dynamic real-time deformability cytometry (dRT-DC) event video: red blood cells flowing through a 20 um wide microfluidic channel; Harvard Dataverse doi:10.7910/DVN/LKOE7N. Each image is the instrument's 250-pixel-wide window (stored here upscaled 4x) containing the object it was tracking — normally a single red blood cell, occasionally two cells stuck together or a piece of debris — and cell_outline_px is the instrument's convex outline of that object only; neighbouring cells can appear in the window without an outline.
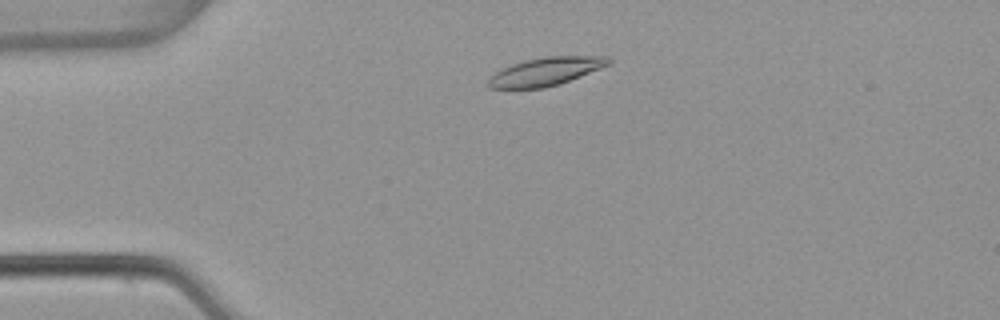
{"species": "common noctule bat (a hibernating species)", "species_latin": "Nyctalus noctula", "temperature_condition": "warm", "stored_images_in_passage": 47, "camera_frame_rate_fps": 3000, "um_per_image_px": 0.085, "animal": {"sex": "female", "body_mass_g": 22.7, "forearm_length_mm": 54.2}, "frame": {"image": 1, "passage_image": 6, "time_ms": 1.667, "image_size_px": [1000, 320], "cell_outline_px": [[612, 64], [560, 84], [544, 88], [488, 88], [488, 80], [496, 72], [512, 64], [524, 60], [544, 56], [608, 56], [612, 60]], "centroid_in_image_um": [46.44, 6.07], "position_along_channel_um": 38.6, "area_um2": 19.77}}
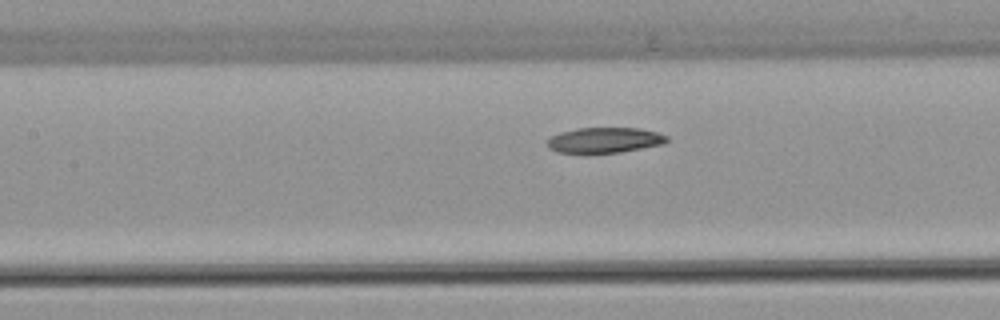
{"frame": {"image": 2, "passage_image": 18, "time_ms": 5.667, "image_size_px": [1000, 320], "cell_outline_px": [[668, 140], [664, 144], [620, 152], [584, 156], [556, 152], [548, 148], [548, 140], [552, 136], [560, 132], [576, 128], [640, 128], [656, 132], [668, 136]], "centroid_in_image_um": [51.33, 11.95], "position_along_channel_um": 156.1, "area_um2": 18.44}}
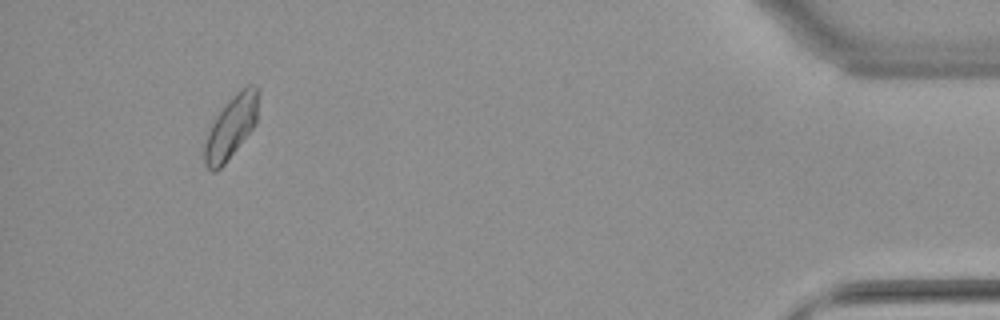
{"frame": {"image": 3, "passage_image": 44, "time_ms": 14.333, "image_size_px": [1000, 320], "cell_outline_px": [[260, 92], [256, 124], [224, 164], [216, 172], [212, 172], [204, 164], [204, 144], [208, 132], [216, 116], [232, 96], [240, 88], [248, 84], [256, 84], [260, 88]], "centroid_in_image_um": [19.68, 10.75], "position_along_channel_um": 415.5, "area_um2": 19.77}, "authors_computed_cell_mechanics": {"area_um2": 18.785, "velocity_mm_per_s": 3.7798, "shape_relaxation_time_tau1_ms": null, "shape_relaxation_time_tau2_ms": 7.1412, "deformation_change_tau1": null, "deformation_change_tau2": 0.1137}}